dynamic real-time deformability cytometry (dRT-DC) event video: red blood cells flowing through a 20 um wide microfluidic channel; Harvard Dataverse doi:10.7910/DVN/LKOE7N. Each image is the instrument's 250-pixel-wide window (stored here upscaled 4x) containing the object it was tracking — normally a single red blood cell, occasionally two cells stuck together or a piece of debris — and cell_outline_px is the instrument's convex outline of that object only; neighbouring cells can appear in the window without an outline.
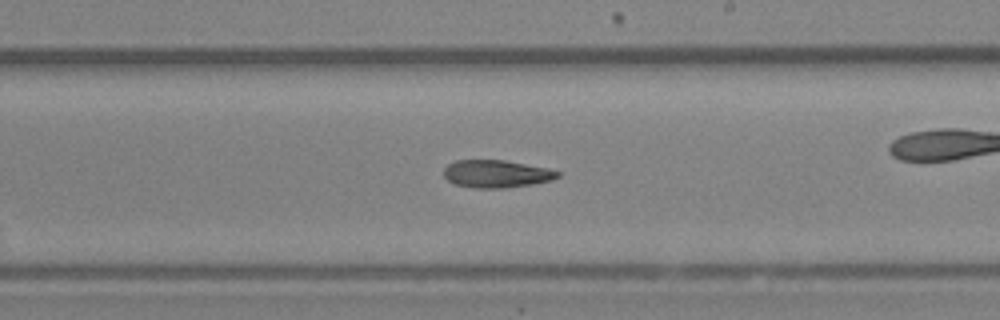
{"species": "Egyptian fruit bat (a non-hibernating species)", "species_latin": "Rousettus aegyptiacus", "temperature_condition": "room temperature", "stored_images_in_passage": 41, "camera_frame_rate_fps": 3000, "um_per_image_px": 0.085, "animal": {"sex": "female"}, "frame": {"image": 1, "passage_image": 24, "time_ms": 7.667, "image_size_px": [1000, 320], "cell_outline_px": [[560, 176], [552, 180], [532, 184], [504, 188], [472, 188], [456, 184], [448, 180], [444, 176], [444, 168], [448, 164], [456, 160], [504, 160], [548, 168], [560, 172]], "centroid_in_image_um": [42.2, 14.77], "position_along_channel_um": 246.8, "area_um2": 18.32}}